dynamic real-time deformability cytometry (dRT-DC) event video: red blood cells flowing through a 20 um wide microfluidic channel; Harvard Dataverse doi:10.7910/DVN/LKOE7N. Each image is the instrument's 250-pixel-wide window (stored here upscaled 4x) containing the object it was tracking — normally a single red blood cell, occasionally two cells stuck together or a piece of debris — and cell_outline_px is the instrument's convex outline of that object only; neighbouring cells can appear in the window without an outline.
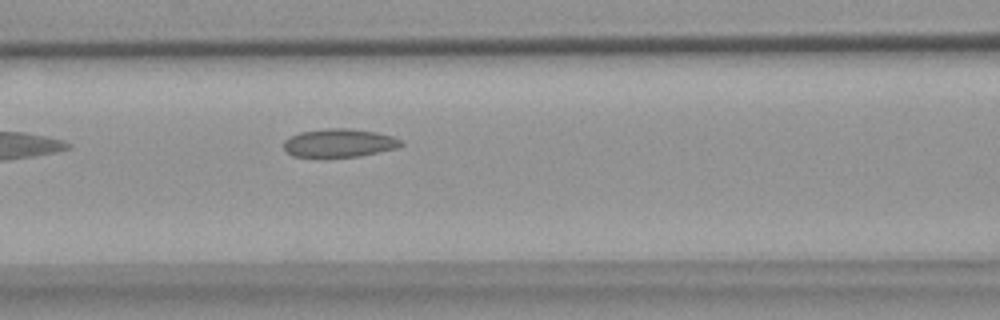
{"species": "common noctule bat (a hibernating species)", "species_latin": "Nyctalus noctula", "temperature_condition": "warm", "stored_images_in_passage": 6, "camera_frame_rate_fps": 3000, "um_per_image_px": 0.085, "animal": {"sex": "female", "body_mass_g": 18.4}, "frame": {"image": 1, "passage_image": 6, "time_ms": 6.333, "image_size_px": [1000, 320], "cell_outline_px": [[404, 144], [396, 148], [360, 156], [292, 156], [284, 148], [284, 140], [300, 132], [328, 128], [348, 128], [376, 132], [392, 136], [404, 140]], "centroid_in_image_um": [28.87, 12.14], "position_along_channel_um": 137.7, "area_um2": 19.13}}